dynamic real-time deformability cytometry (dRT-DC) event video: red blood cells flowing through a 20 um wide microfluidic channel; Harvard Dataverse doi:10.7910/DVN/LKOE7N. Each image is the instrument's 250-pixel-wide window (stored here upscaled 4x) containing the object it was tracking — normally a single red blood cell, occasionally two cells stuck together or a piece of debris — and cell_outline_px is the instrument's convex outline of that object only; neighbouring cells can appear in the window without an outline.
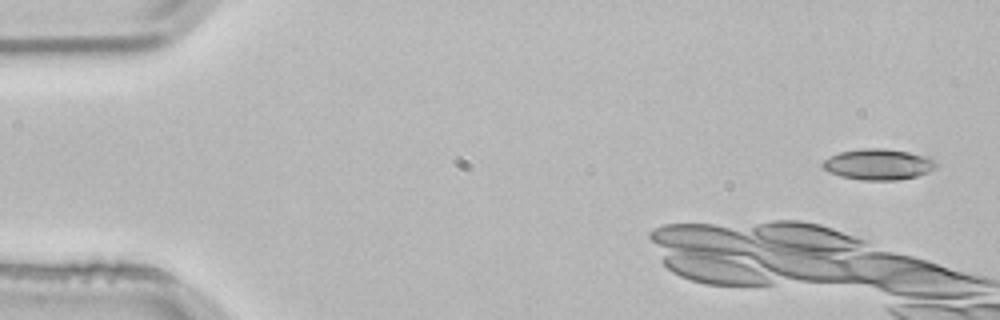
{"species": "common noctule bat (a hibernating species)", "species_latin": "Nyctalus noctula", "temperature_condition": "room temperature", "stored_images_in_passage": 5, "camera_frame_rate_fps": 3000, "um_per_image_px": 0.085, "animal": {"sex": "male", "body_mass_g": 21.5, "forearm_length_mm": 52.0}, "frame": {"image": 1, "passage_image": 1, "time_ms": 0.0, "image_size_px": [1000, 320], "cell_outline_px": [[936, 168], [928, 172], [916, 176], [900, 180], [864, 180], [840, 176], [828, 172], [820, 164], [828, 156], [840, 152], [860, 148], [884, 148], [908, 152], [928, 156], [936, 160]], "centroid_in_image_um": [74.65, 13.96], "position_along_channel_um": 10.4, "area_um2": 20.63}}